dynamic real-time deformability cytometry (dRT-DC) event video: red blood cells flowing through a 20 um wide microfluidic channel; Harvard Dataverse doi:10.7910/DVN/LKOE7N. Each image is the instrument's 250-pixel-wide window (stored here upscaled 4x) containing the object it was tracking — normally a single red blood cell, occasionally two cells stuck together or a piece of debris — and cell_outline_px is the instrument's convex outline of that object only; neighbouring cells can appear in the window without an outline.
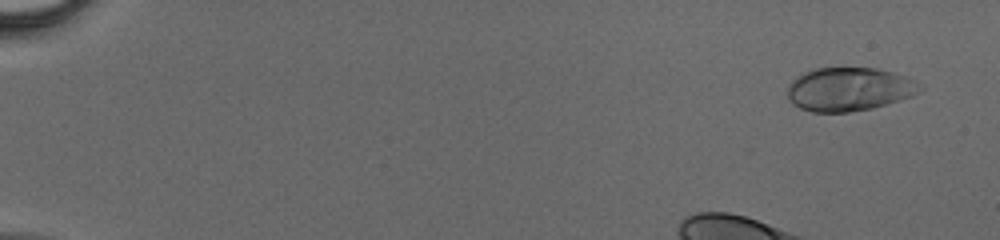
{"species": "human", "species_latin": "Homo sapiens", "temperature_condition": "cold", "stored_images_in_passage": 40, "camera_frame_rate_fps": 3000, "um_per_image_px": 0.085, "donor": {"sex": "male"}, "frame": {"image": 1, "passage_image": 3, "time_ms": 0.667, "image_size_px": [1000, 240], "cell_outline_px": [[924, 88], [920, 92], [912, 96], [872, 108], [848, 112], [812, 112], [800, 108], [792, 104], [788, 100], [788, 84], [796, 76], [812, 68], [876, 68], [908, 76], [924, 84]], "centroid_in_image_um": [72.19, 7.57], "position_along_channel_um": 12.8, "area_um2": 34.04}}
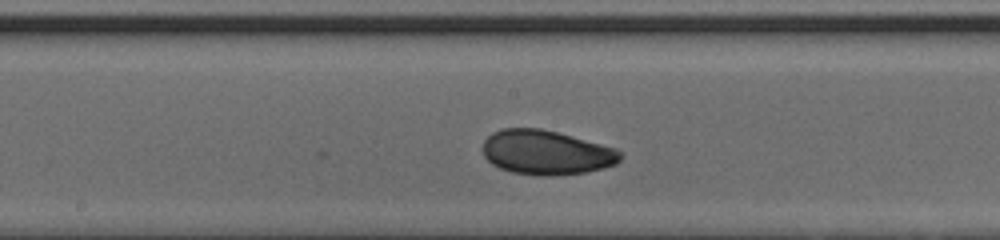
{"frame": {"image": 2, "passage_image": 24, "time_ms": 7.667, "image_size_px": [1000, 240], "cell_outline_px": [[620, 160], [616, 164], [604, 168], [584, 172], [552, 176], [540, 176], [512, 172], [500, 168], [492, 164], [484, 156], [484, 140], [492, 132], [500, 128], [540, 128], [572, 136], [616, 148], [620, 152]], "centroid_in_image_um": [46.42, 12.96], "position_along_channel_um": 201.8, "area_um2": 35.55}}
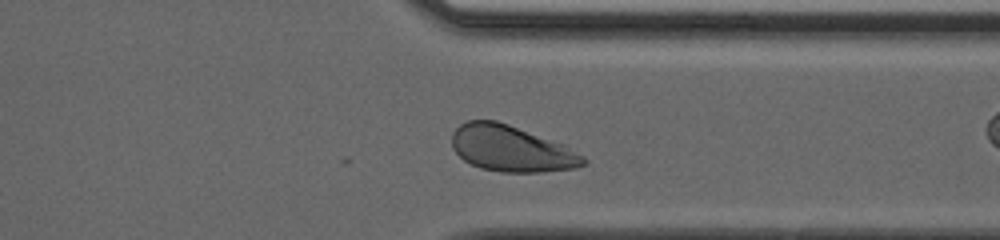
{"frame": {"image": 3, "passage_image": 35, "time_ms": 11.333, "image_size_px": [1000, 240], "cell_outline_px": [[588, 160], [584, 164], [576, 168], [540, 172], [500, 172], [480, 168], [464, 160], [452, 148], [452, 132], [460, 124], [468, 120], [496, 120], [508, 124], [564, 144], [584, 156]], "centroid_in_image_um": [43.46, 12.63], "position_along_channel_um": 367.9, "area_um2": 35.32}}